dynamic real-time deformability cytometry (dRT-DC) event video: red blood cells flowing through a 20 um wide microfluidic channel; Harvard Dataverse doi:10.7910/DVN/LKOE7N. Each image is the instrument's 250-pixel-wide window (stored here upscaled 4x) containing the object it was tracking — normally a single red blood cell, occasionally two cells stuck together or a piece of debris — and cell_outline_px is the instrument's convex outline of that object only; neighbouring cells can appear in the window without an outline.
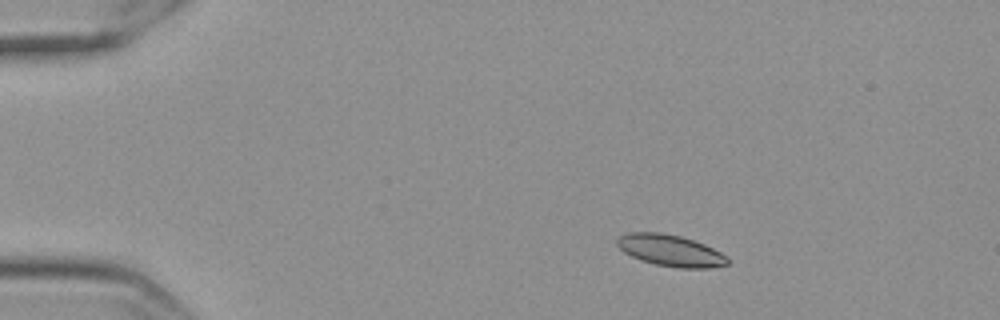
{"species": "Egyptian fruit bat (a non-hibernating species)", "species_latin": "Rousettus aegyptiacus", "temperature_condition": "cold", "stored_images_in_passage": 49, "camera_frame_rate_fps": 3000, "um_per_image_px": 0.085, "frame": {"image": 1, "passage_image": 1, "time_ms": 0.0, "image_size_px": [1000, 320], "cell_outline_px": [[728, 264], [708, 268], [680, 268], [656, 264], [640, 260], [624, 252], [616, 244], [616, 240], [620, 236], [628, 232], [660, 232], [680, 236], [704, 244], [720, 252], [728, 260]], "centroid_in_image_um": [56.95, 21.29], "position_along_channel_um": 28.1, "area_um2": 20.06}}
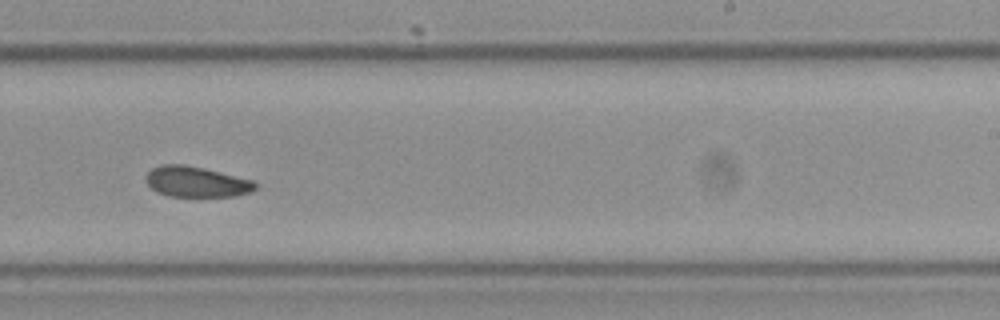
{"frame": {"image": 2, "passage_image": 28, "time_ms": 9.0, "image_size_px": [1000, 320], "cell_outline_px": [[256, 188], [248, 192], [236, 196], [168, 196], [156, 192], [144, 180], [144, 176], [152, 168], [160, 164], [184, 164], [204, 168], [252, 180], [256, 184]], "centroid_in_image_um": [16.62, 15.44], "position_along_channel_um": 272.4, "area_um2": 19.48}}
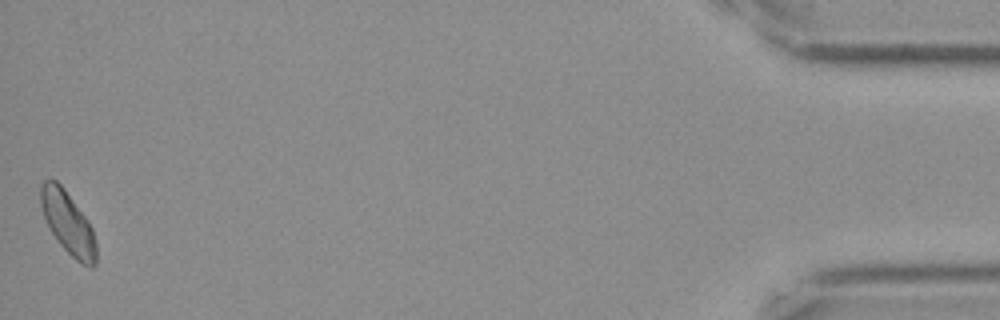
{"frame": {"image": 3, "passage_image": 49, "time_ms": 16.0, "image_size_px": [1000, 320], "cell_outline_px": [[96, 264], [92, 268], [76, 260], [60, 244], [52, 232], [44, 216], [40, 204], [40, 188], [44, 180], [56, 180], [64, 188], [88, 220], [92, 228], [96, 244]], "centroid_in_image_um": [5.78, 18.94], "position_along_channel_um": 429.4, "area_um2": 19.88}, "authors_computed_cell_mechanics": {"area_um2": 20.1144, "velocity_mm_per_s": 3.5091, "shape_relaxation_time_tau1_ms": 5.3514, "shape_relaxation_time_tau2_ms": 6.4492, "deformation_change_tau1": 0.1091, "deformation_change_tau2": 0.0938}}